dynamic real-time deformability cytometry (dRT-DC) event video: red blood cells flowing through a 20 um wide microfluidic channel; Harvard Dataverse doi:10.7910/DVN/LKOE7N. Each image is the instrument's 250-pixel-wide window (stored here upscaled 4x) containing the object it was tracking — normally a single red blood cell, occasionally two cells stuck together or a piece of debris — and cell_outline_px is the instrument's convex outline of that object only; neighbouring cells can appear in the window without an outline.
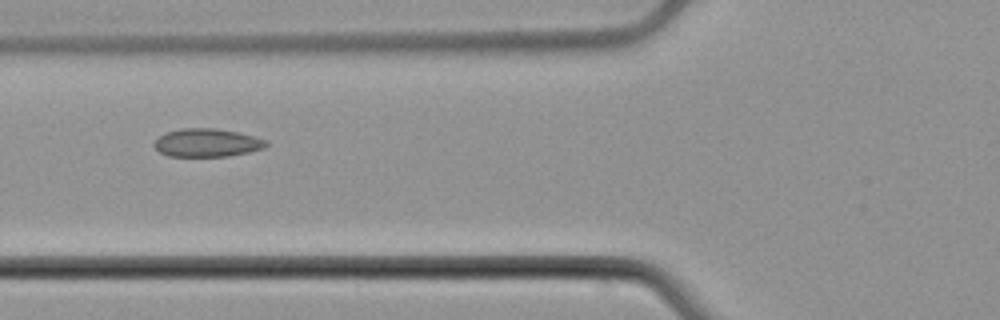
{"species": "common noctule bat (a hibernating species)", "species_latin": "Nyctalus noctula", "temperature_condition": "cold", "stored_images_in_passage": 6, "camera_frame_rate_fps": 3000, "um_per_image_px": 0.085, "animal": {"sex": "male", "body_mass_g": 21.5, "forearm_length_mm": 52.0}, "frame": {"image": 1, "passage_image": 5, "time_ms": 5.667, "image_size_px": [1000, 320], "cell_outline_px": [[268, 144], [264, 148], [248, 152], [228, 156], [168, 156], [160, 152], [152, 144], [160, 136], [168, 132], [180, 128], [216, 128], [236, 132], [268, 140]], "centroid_in_image_um": [17.59, 12.13], "position_along_channel_um": 108.2, "area_um2": 18.26}}
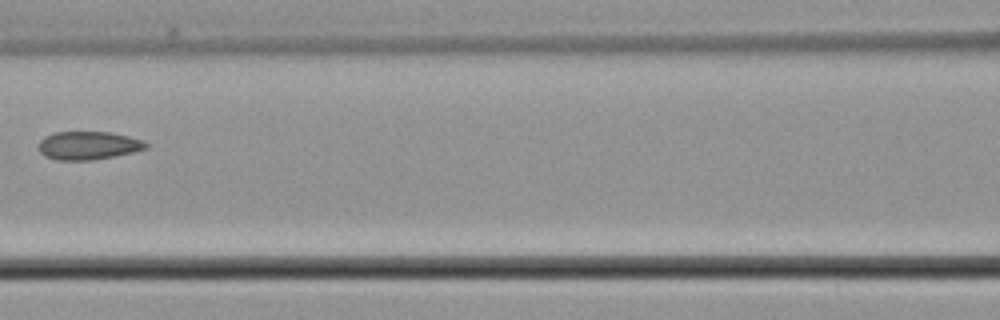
{"frame": {"image": 2, "passage_image": 6, "time_ms": 7.0, "image_size_px": [1000, 320], "cell_outline_px": [[148, 148], [116, 156], [92, 160], [56, 160], [44, 156], [36, 148], [36, 144], [44, 136], [56, 132], [112, 132], [144, 140], [148, 144]], "centroid_in_image_um": [7.47, 12.37], "position_along_channel_um": 159.1, "area_um2": 17.98}}